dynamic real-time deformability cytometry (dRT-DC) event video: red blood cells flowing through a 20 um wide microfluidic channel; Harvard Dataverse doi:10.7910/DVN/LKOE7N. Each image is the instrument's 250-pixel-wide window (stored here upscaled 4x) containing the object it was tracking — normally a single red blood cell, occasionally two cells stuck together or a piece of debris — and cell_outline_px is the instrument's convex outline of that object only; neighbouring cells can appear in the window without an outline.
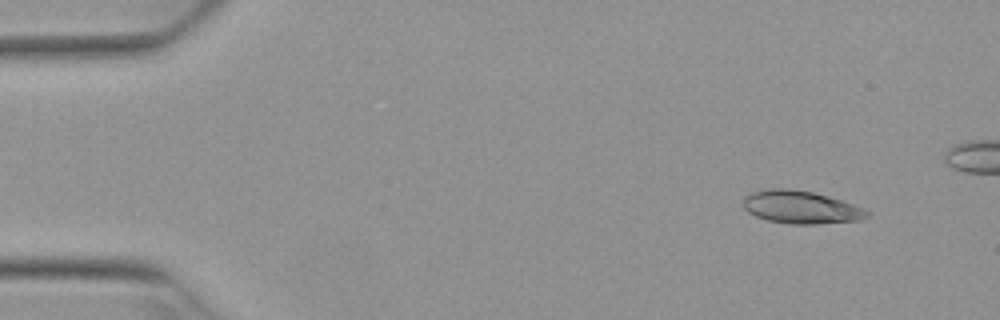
{"species": "Egyptian fruit bat (a non-hibernating species)", "species_latin": "Rousettus aegyptiacus", "temperature_condition": "warm", "stored_images_in_passage": 4, "camera_frame_rate_fps": 3000, "um_per_image_px": 0.085, "animal": {"sex": "female"}, "frame": {"image": 1, "passage_image": 1, "time_ms": 0.0, "image_size_px": [1000, 320], "cell_outline_px": [[872, 216], [860, 220], [816, 224], [788, 224], [768, 220], [756, 216], [748, 212], [744, 208], [744, 196], [748, 192], [768, 188], [788, 188], [812, 192], [828, 196], [864, 208], [872, 212]], "centroid_in_image_um": [68.08, 17.61], "position_along_channel_um": 16.9, "area_um2": 23.93}}